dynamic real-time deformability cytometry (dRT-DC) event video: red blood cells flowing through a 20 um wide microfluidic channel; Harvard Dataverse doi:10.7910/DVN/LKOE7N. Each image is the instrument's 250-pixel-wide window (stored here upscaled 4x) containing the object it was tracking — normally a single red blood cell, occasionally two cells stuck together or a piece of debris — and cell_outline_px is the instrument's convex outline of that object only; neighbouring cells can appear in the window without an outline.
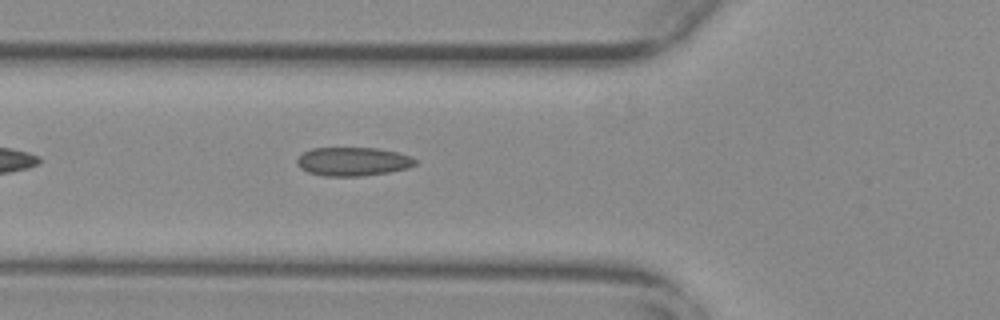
{"species": "common noctule bat (a hibernating species)", "species_latin": "Nyctalus noctula", "temperature_condition": "warm", "stored_images_in_passage": 32, "camera_frame_rate_fps": 3000, "um_per_image_px": 0.085, "animal": {"sex": "female", "body_mass_g": 29.2, "forearm_length_mm": 56.3}, "frame": {"image": 1, "passage_image": 6, "time_ms": 1.667, "image_size_px": [1000, 320], "cell_outline_px": [[416, 164], [408, 168], [388, 172], [360, 176], [324, 176], [308, 172], [300, 168], [296, 160], [304, 152], [312, 148], [376, 148], [396, 152], [412, 156], [416, 160]], "centroid_in_image_um": [30.0, 13.73], "position_along_channel_um": 95.8, "area_um2": 19.65}}
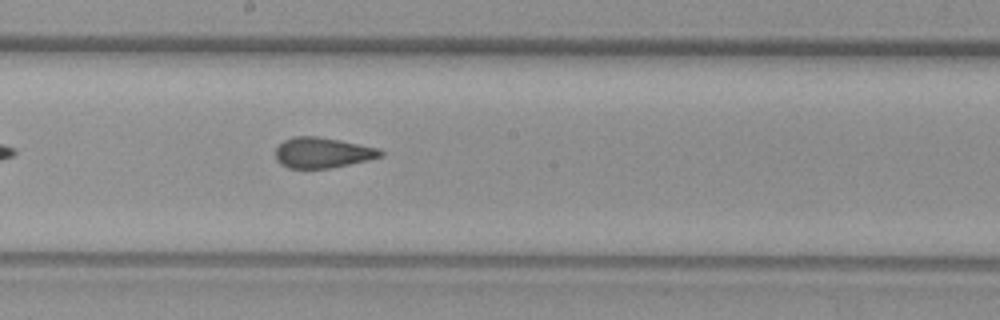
{"frame": {"image": 2, "passage_image": 16, "time_ms": 5.0, "image_size_px": [1000, 320], "cell_outline_px": [[384, 156], [368, 160], [328, 168], [288, 168], [280, 164], [276, 160], [276, 148], [284, 140], [292, 136], [316, 136], [340, 140], [380, 148], [384, 152]], "centroid_in_image_um": [27.42, 12.97], "position_along_channel_um": 220.8, "area_um2": 18.73}}
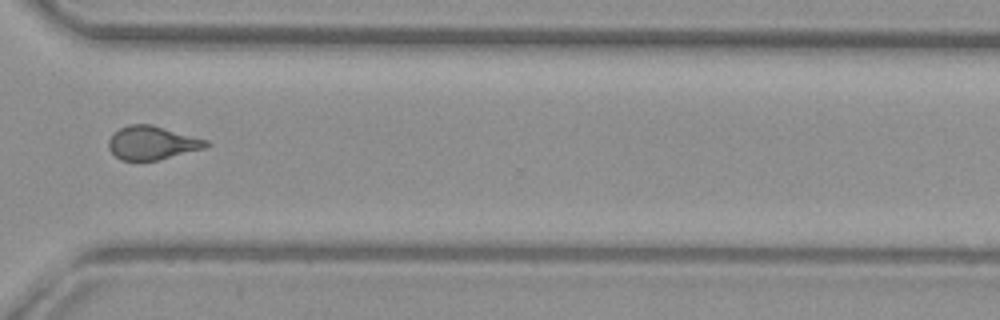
{"frame": {"image": 3, "passage_image": 27, "time_ms": 8.667, "image_size_px": [1000, 320], "cell_outline_px": [[212, 144], [204, 148], [160, 160], [120, 160], [108, 148], [108, 140], [112, 132], [128, 124], [152, 124], [208, 140]], "centroid_in_image_um": [12.92, 12.13], "position_along_channel_um": 357.7, "area_um2": 19.25}, "authors_computed_cell_mechanics": {"area_um2": 19.2474, "velocity_mm_per_s": 3.7414, "shape_relaxation_time_tau1_ms": null, "shape_relaxation_time_tau2_ms": 1.0426, "deformation_change_tau1": null, "deformation_change_tau2": 0.0747}}